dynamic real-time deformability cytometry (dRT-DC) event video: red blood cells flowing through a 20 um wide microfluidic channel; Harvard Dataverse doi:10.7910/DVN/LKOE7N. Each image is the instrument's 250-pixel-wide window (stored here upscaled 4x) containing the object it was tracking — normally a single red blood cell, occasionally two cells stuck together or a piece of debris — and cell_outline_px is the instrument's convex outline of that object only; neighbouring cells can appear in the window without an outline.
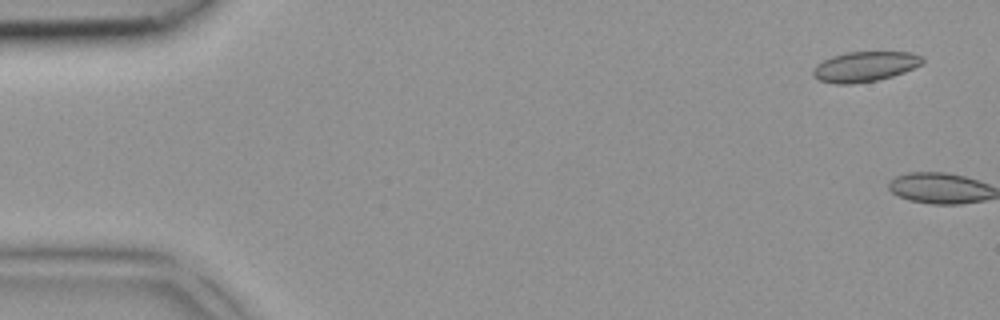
{"species": "common noctule bat (a hibernating species)", "species_latin": "Nyctalus noctula", "temperature_condition": "room temperature", "stored_images_in_passage": 4, "segment_of_instrument_passage": [2, 2], "camera_frame_rate_fps": 3000, "um_per_image_px": 0.085, "animal": {"sex": "female", "body_mass_g": 18.4}, "frame": {"image": 1, "passage_image": 4, "time_ms": 1.0, "image_size_px": [1000, 320], "cell_outline_px": [[924, 64], [904, 72], [892, 76], [876, 80], [852, 84], [836, 84], [816, 80], [812, 76], [812, 68], [816, 64], [832, 56], [848, 52], [912, 52], [924, 56]], "centroid_in_image_um": [73.51, 5.66], "position_along_channel_um": 11.5, "area_um2": 19.48}}